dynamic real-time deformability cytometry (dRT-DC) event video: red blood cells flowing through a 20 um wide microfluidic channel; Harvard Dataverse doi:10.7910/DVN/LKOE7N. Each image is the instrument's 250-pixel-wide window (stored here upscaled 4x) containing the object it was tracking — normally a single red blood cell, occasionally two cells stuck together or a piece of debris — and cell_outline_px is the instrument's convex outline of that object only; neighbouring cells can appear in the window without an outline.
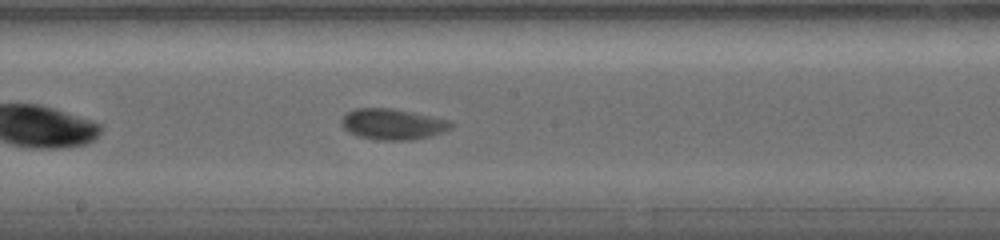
{"species": "common noctule bat (a hibernating species)", "species_latin": "Nyctalus noctula", "temperature_condition": "warm", "stored_images_in_passage": 56, "camera_frame_rate_fps": 5000, "um_per_image_px": 0.085, "animal": {"sex": "female", "body_mass_g": 19.0, "forearm_length_mm": 56.7}, "frame": {"image": 1, "passage_image": 25, "time_ms": 4.0, "image_size_px": [1000, 240], "cell_outline_px": [[452, 128], [444, 132], [432, 136], [412, 140], [380, 140], [356, 136], [348, 132], [340, 124], [340, 120], [344, 112], [352, 108], [392, 108], [452, 120]], "centroid_in_image_um": [33.35, 10.55], "position_along_channel_um": 214.8, "area_um2": 20.17}}